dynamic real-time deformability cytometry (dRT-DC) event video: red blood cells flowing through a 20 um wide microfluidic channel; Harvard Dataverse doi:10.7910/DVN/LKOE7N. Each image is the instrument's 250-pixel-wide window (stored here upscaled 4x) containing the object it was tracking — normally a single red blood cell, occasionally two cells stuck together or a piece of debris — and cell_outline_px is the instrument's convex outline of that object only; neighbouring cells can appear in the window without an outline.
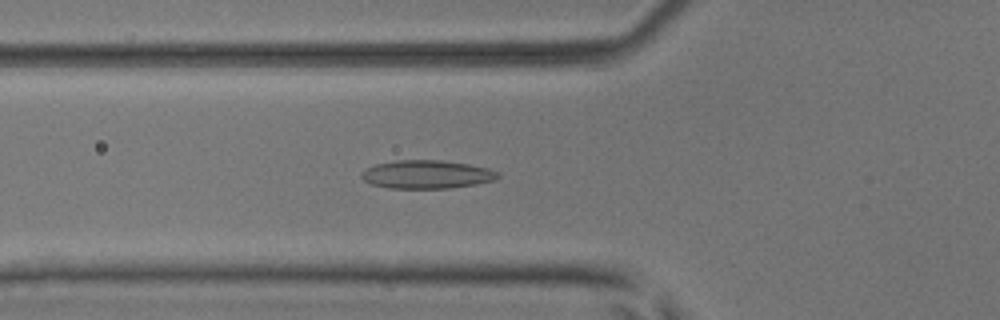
{"species": "common noctule bat (a hibernating species)", "species_latin": "Nyctalus noctula", "temperature_condition": "room temperature", "stored_images_in_passage": 54, "camera_frame_rate_fps": 3000, "um_per_image_px": 0.085, "animal": {"sex": "male", "body_mass_g": 17.9, "forearm_length_mm": 54.2}, "frame": {"image": 1, "passage_image": 20, "time_ms": 6.333, "image_size_px": [1000, 320], "cell_outline_px": [[500, 176], [496, 180], [476, 184], [448, 188], [388, 188], [372, 184], [364, 180], [360, 176], [360, 172], [364, 168], [376, 164], [396, 160], [440, 160], [468, 164], [488, 168], [500, 172]], "centroid_in_image_um": [36.27, 14.82], "position_along_channel_um": 89.5, "area_um2": 22.66}}
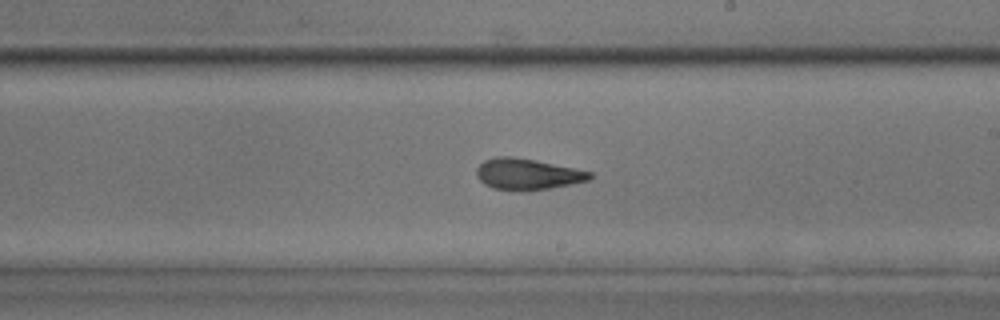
{"frame": {"image": 2, "passage_image": 32, "time_ms": 10.333, "image_size_px": [1000, 320], "cell_outline_px": [[596, 176], [588, 180], [572, 184], [548, 188], [520, 192], [492, 188], [484, 184], [476, 176], [476, 168], [484, 160], [496, 156], [512, 156], [536, 160], [592, 172]], "centroid_in_image_um": [44.81, 14.81], "position_along_channel_um": 244.2, "area_um2": 20.81}}
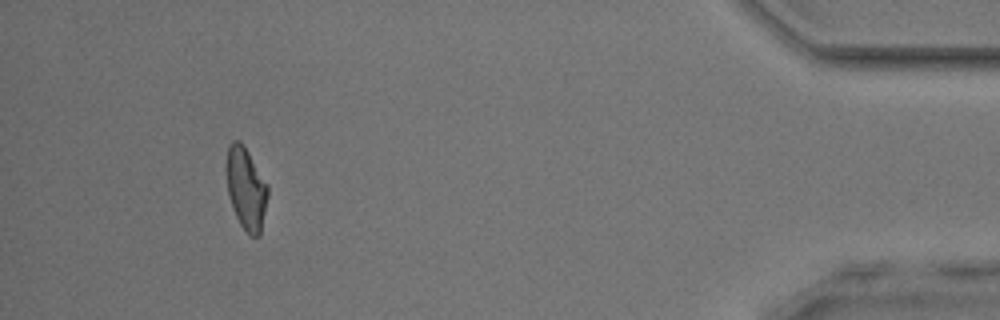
{"frame": {"image": 3, "passage_image": 50, "time_ms": 16.333, "image_size_px": [1000, 320], "cell_outline_px": [[268, 196], [260, 236], [248, 236], [240, 224], [232, 208], [228, 192], [228, 144], [232, 140], [240, 140], [244, 144], [268, 184]], "centroid_in_image_um": [20.95, 16.04], "position_along_channel_um": 414.3, "area_um2": 19.77}, "authors_computed_cell_mechanics": {"area_um2": 20.7502, "velocity_mm_per_s": 3.8686, "shape_relaxation_time_tau1_ms": null, "shape_relaxation_time_tau2_ms": 2.1415, "deformation_change_tau1": null, "deformation_change_tau2": 0.0986}}